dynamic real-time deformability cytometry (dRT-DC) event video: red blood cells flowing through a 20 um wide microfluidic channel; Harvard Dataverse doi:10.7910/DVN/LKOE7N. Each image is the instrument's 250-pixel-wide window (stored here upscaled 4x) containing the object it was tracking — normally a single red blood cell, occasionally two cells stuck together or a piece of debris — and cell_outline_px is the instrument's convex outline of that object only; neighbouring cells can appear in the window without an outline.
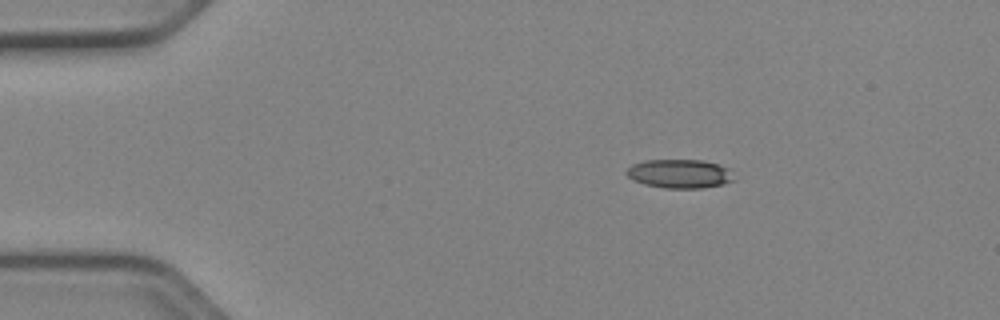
{"species": "Egyptian fruit bat (a non-hibernating species)", "species_latin": "Rousettus aegyptiacus", "temperature_condition": "cold", "stored_images_in_passage": 44, "camera_frame_rate_fps": 3000, "um_per_image_px": 0.085, "animal": {"sex": "female"}, "frame": {"image": 1, "passage_image": 1, "time_ms": 0.0, "image_size_px": [1000, 320], "cell_outline_px": [[736, 180], [724, 184], [704, 188], [664, 188], [644, 184], [632, 180], [624, 172], [632, 164], [644, 160], [704, 160], [728, 168]], "centroid_in_image_um": [57.76, 14.77], "position_along_channel_um": 27.2, "area_um2": 18.21}}
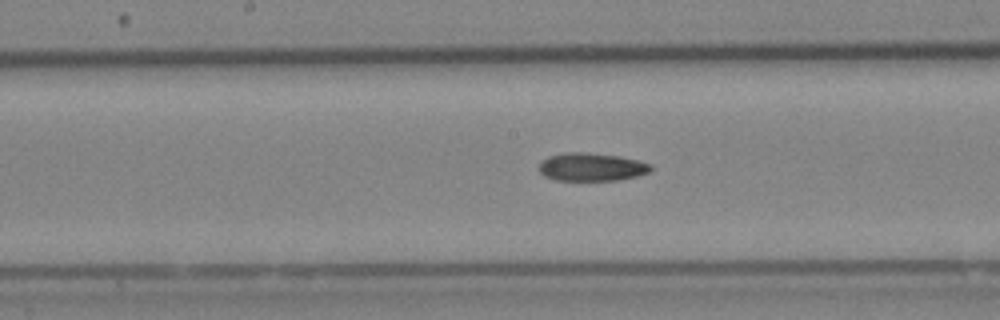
{"frame": {"image": 2, "passage_image": 19, "time_ms": 6.0, "image_size_px": [1000, 320], "cell_outline_px": [[652, 168], [648, 172], [636, 176], [616, 180], [556, 180], [544, 176], [540, 172], [540, 160], [548, 156], [564, 152], [584, 152], [620, 156], [652, 164]], "centroid_in_image_um": [50.25, 14.18], "position_along_channel_um": 198.0, "area_um2": 18.26}}
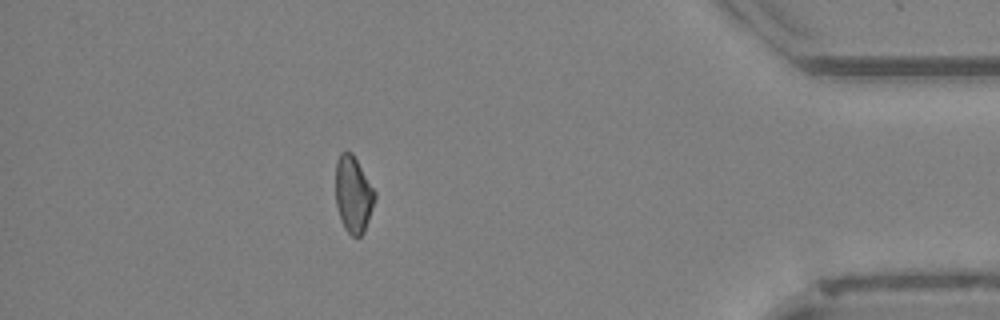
{"frame": {"image": 3, "passage_image": 38, "time_ms": 12.333, "image_size_px": [1000, 320], "cell_outline_px": [[376, 196], [364, 232], [360, 236], [352, 236], [344, 228], [340, 220], [336, 204], [336, 160], [340, 152], [352, 152], [376, 192]], "centroid_in_image_um": [30.02, 16.52], "position_along_channel_um": 405.2, "area_um2": 17.46}}